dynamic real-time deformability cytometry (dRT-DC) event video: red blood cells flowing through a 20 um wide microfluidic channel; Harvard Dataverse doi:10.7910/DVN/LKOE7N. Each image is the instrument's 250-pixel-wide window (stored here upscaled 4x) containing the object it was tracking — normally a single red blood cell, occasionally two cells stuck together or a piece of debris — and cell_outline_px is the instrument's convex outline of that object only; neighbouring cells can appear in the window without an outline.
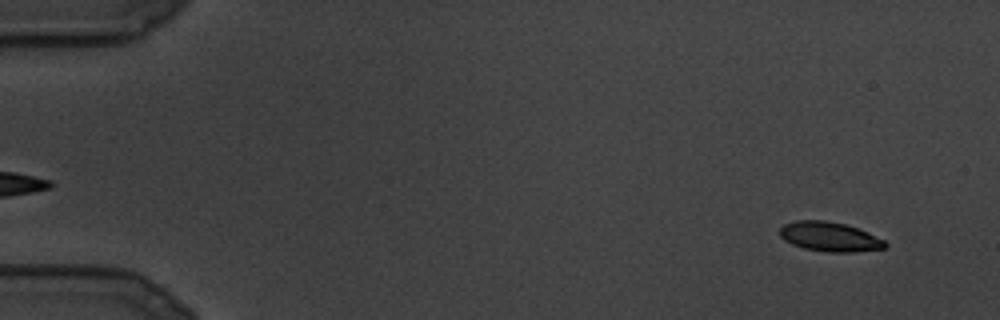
{"species": "common noctule bat (a hibernating species)", "species_latin": "Nyctalus noctula", "temperature_condition": "cold", "stored_images_in_passage": 106, "camera_frame_rate_fps": 3000, "um_per_image_px": 0.085, "animal": {"sex": "male", "body_mass_g": 19.5, "forearm_length_mm": 54.6}, "frame": {"image": 1, "passage_image": 8, "time_ms": 2.333, "image_size_px": [1000, 320], "cell_outline_px": [[888, 244], [884, 248], [852, 252], [828, 252], [804, 248], [792, 244], [784, 240], [780, 236], [780, 228], [784, 224], [796, 220], [824, 220], [844, 224], [868, 232], [884, 240]], "centroid_in_image_um": [70.5, 20.12], "position_along_channel_um": 14.5, "area_um2": 17.98}}
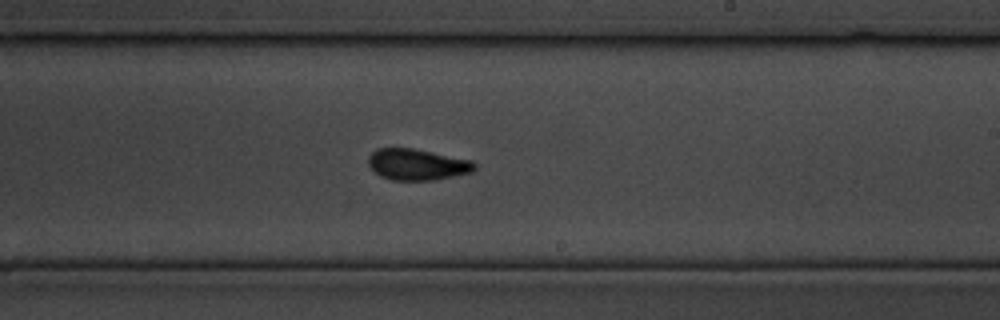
{"frame": {"image": 2, "passage_image": 64, "time_ms": 21.0, "image_size_px": [1000, 320], "cell_outline_px": [[476, 168], [472, 172], [432, 180], [392, 180], [380, 176], [368, 164], [368, 156], [376, 148], [412, 148], [472, 160], [476, 164]], "centroid_in_image_um": [35.45, 13.97], "position_along_channel_um": 253.6, "area_um2": 19.25}}
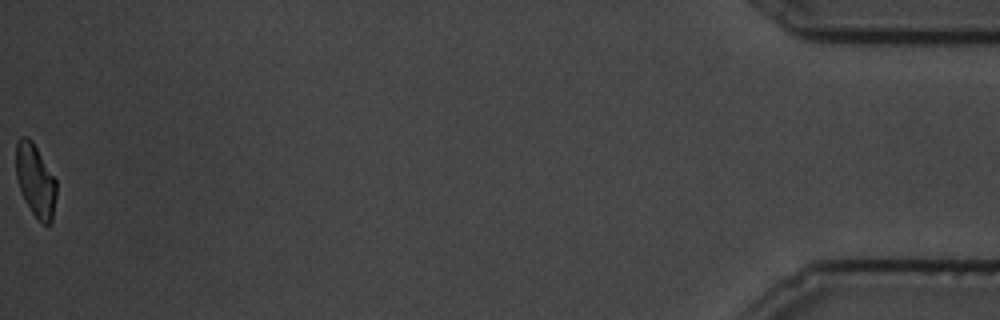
{"frame": {"image": 3, "passage_image": 106, "time_ms": 35.0, "image_size_px": [1000, 320], "cell_outline_px": [[56, 196], [52, 220], [48, 224], [44, 224], [32, 212], [20, 188], [16, 176], [16, 144], [20, 136], [28, 136], [32, 140], [56, 180]], "centroid_in_image_um": [3.01, 15.29], "position_along_channel_um": 432.2, "area_um2": 16.76}}